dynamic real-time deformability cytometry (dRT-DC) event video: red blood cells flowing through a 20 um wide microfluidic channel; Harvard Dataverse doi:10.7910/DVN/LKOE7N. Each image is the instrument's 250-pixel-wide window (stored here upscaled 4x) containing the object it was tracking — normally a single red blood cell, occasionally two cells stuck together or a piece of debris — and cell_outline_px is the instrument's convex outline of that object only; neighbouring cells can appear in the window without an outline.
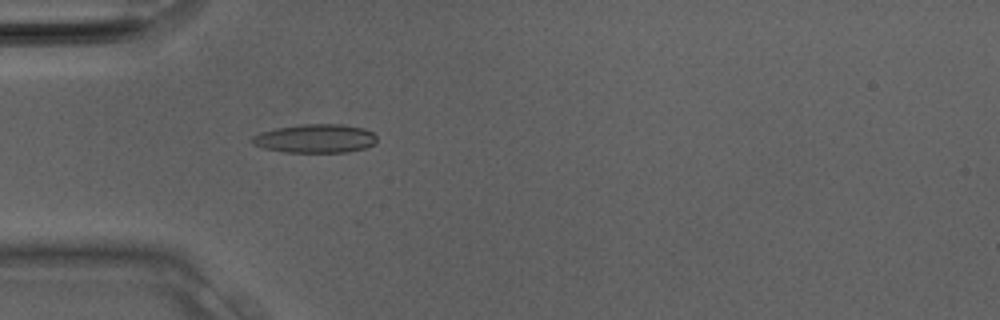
{"species": "Egyptian fruit bat (a non-hibernating species)", "species_latin": "Rousettus aegyptiacus", "temperature_condition": "room temperature", "stored_images_in_passage": 13, "camera_frame_rate_fps": 3000, "um_per_image_px": 0.085, "animal": {"sex": "male"}, "frame": {"image": 1, "passage_image": 1, "time_ms": 0.0, "image_size_px": [1000, 320], "cell_outline_px": [[376, 144], [364, 148], [348, 152], [284, 152], [264, 148], [252, 144], [252, 136], [260, 132], [276, 128], [304, 124], [344, 124], [364, 128], [372, 132], [376, 136]], "centroid_in_image_um": [26.82, 11.77], "position_along_channel_um": 58.2, "area_um2": 20.92}}
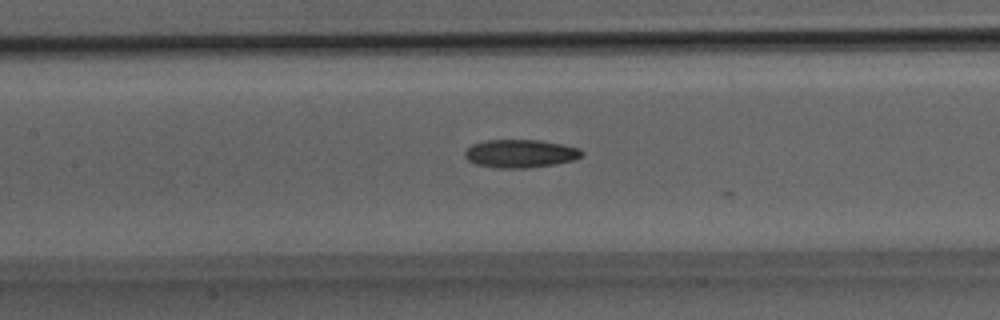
{"frame": {"image": 2, "passage_image": 6, "time_ms": 1.667, "image_size_px": [1000, 320], "cell_outline_px": [[584, 152], [580, 156], [572, 160], [556, 164], [528, 168], [496, 168], [476, 164], [468, 160], [464, 156], [464, 152], [472, 144], [488, 140], [540, 140], [580, 148]], "centroid_in_image_um": [44.21, 13.06], "position_along_channel_um": 163.2, "area_um2": 19.13}}
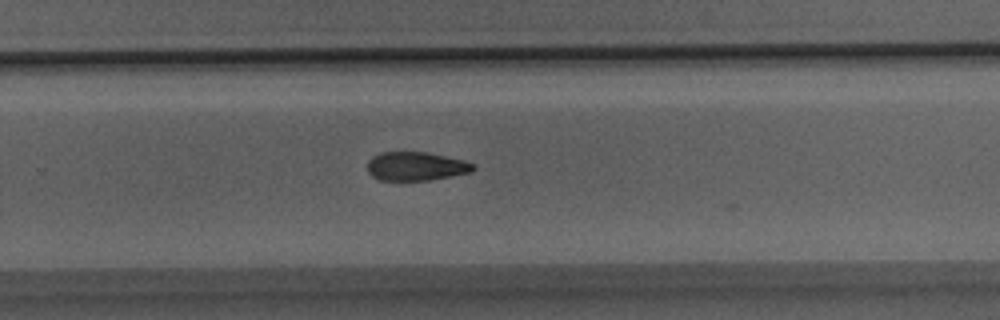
{"frame": {"image": 3, "passage_image": 12, "time_ms": 3.667, "image_size_px": [1000, 320], "cell_outline_px": [[476, 168], [472, 172], [452, 176], [428, 180], [380, 180], [372, 176], [368, 172], [368, 160], [372, 156], [380, 152], [428, 152], [464, 160], [476, 164]], "centroid_in_image_um": [35.38, 14.12], "position_along_channel_um": 294.4, "area_um2": 17.86}}